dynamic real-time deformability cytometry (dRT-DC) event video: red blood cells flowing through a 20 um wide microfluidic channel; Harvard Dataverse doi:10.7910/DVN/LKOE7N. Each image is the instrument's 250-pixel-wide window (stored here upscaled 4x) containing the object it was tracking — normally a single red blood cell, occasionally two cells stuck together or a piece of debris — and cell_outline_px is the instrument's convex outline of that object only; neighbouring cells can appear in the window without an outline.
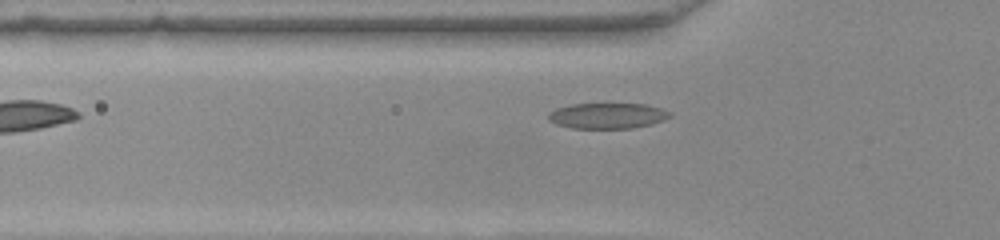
{"species": "common noctule bat (a hibernating species)", "species_latin": "Nyctalus noctula", "temperature_condition": "warm", "stored_images_in_passage": 34, "camera_frame_rate_fps": 3000, "um_per_image_px": 0.085, "animal": {"sex": "female", "body_mass_g": 22.0, "forearm_length_mm": 56.7}, "frame": {"image": 1, "passage_image": 4, "time_ms": 1.0, "image_size_px": [1000, 240], "cell_outline_px": [[672, 116], [664, 120], [652, 124], [632, 128], [572, 128], [556, 124], [548, 120], [548, 112], [556, 108], [572, 104], [644, 104], [660, 108], [672, 112]], "centroid_in_image_um": [51.64, 9.84], "position_along_channel_um": 74.2, "area_um2": 18.21}}
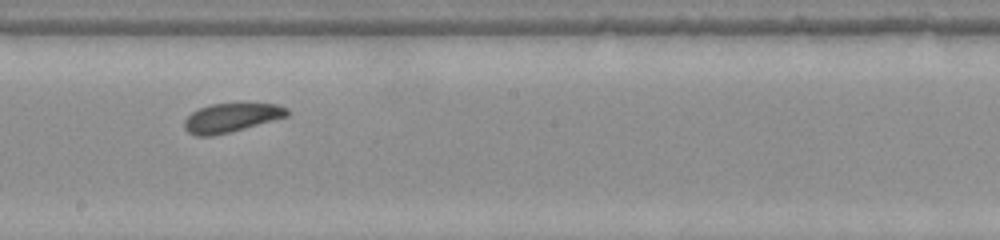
{"frame": {"image": 2, "passage_image": 16, "time_ms": 5.0, "image_size_px": [1000, 240], "cell_outline_px": [[292, 112], [288, 116], [244, 128], [212, 136], [196, 136], [188, 132], [184, 128], [184, 120], [192, 112], [208, 104], [276, 104], [288, 108]], "centroid_in_image_um": [19.66, 10.0], "position_along_channel_um": 228.5, "area_um2": 17.17}}
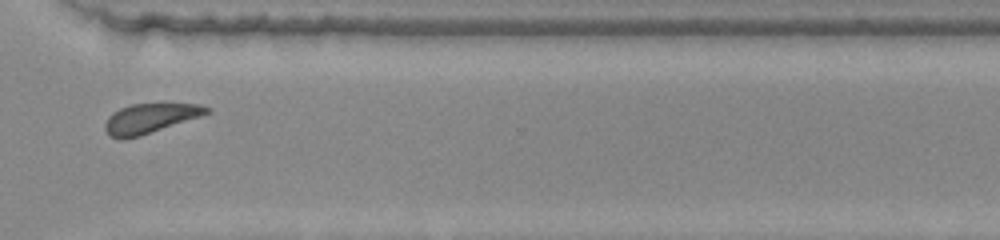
{"frame": {"image": 3, "passage_image": 26, "time_ms": 8.333, "image_size_px": [1000, 240], "cell_outline_px": [[212, 112], [140, 136], [124, 140], [120, 140], [108, 136], [104, 128], [104, 124], [108, 116], [120, 108], [132, 104], [200, 104], [212, 108]], "centroid_in_image_um": [12.72, 10.08], "position_along_channel_um": 357.9, "area_um2": 17.63}, "authors_computed_cell_mechanics": {"area_um2": 17.4267, "velocity_mm_per_s": 3.8555, "shape_relaxation_time_tau1_ms": 2.1848, "shape_relaxation_time_tau2_ms": 3.0121, "deformation_change_tau1": 0.0739, "deformation_change_tau2": 0.121}}